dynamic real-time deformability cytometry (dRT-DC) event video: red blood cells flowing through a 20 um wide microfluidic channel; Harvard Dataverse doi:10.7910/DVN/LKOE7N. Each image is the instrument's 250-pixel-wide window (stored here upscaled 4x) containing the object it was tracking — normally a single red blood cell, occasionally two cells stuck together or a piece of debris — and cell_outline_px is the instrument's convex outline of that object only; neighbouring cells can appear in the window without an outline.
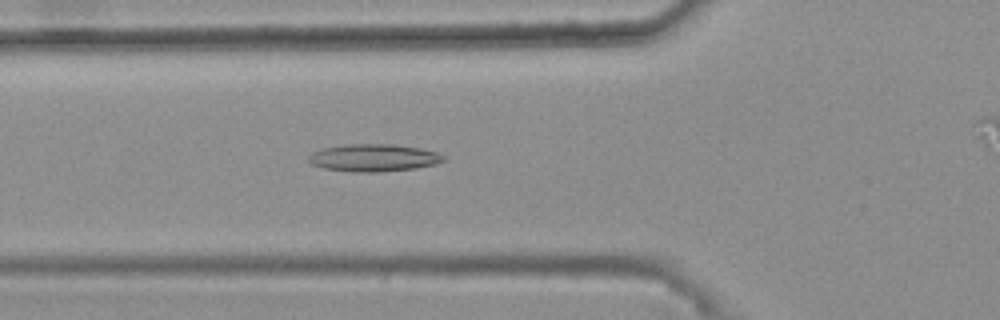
{"species": "common noctule bat (a hibernating species)", "species_latin": "Nyctalus noctula", "temperature_condition": "warm", "stored_images_in_passage": 48, "camera_frame_rate_fps": 3000, "um_per_image_px": 0.085, "animal": {"sex": "female", "body_mass_g": 25.1}, "frame": {"image": 1, "passage_image": 19, "time_ms": 6.0, "image_size_px": [1000, 320], "cell_outline_px": [[448, 160], [436, 164], [416, 168], [380, 172], [352, 172], [324, 168], [312, 164], [308, 160], [308, 156], [312, 152], [324, 148], [348, 144], [396, 144], [420, 148], [436, 152], [444, 156]], "centroid_in_image_um": [31.79, 13.41], "position_along_channel_um": 94.0, "area_um2": 21.68}}
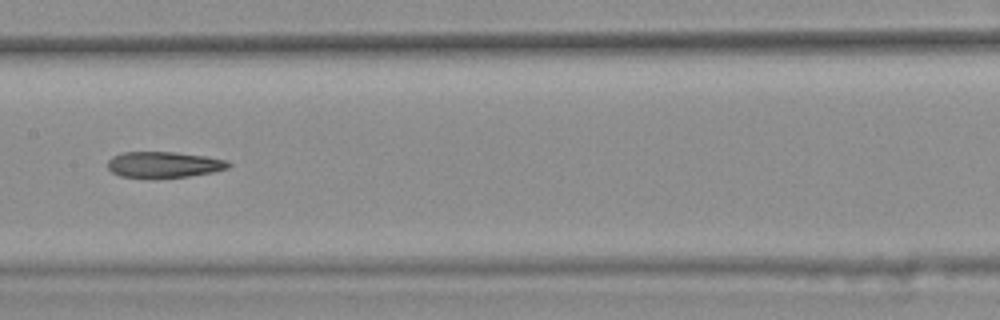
{"frame": {"image": 2, "passage_image": 27, "time_ms": 8.667, "image_size_px": [1000, 320], "cell_outline_px": [[232, 164], [228, 168], [212, 172], [188, 176], [148, 180], [120, 176], [112, 172], [108, 168], [108, 160], [112, 156], [124, 152], [176, 152], [204, 156], [228, 160]], "centroid_in_image_um": [13.9, 14.02], "position_along_channel_um": 193.5, "area_um2": 18.79}}
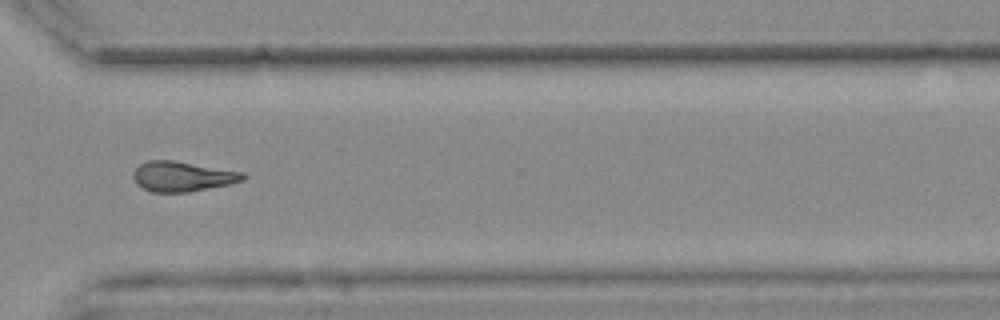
{"frame": {"image": 3, "passage_image": 40, "time_ms": 13.0, "image_size_px": [1000, 320], "cell_outline_px": [[248, 176], [244, 180], [228, 184], [188, 192], [152, 192], [136, 184], [132, 176], [132, 172], [140, 164], [148, 160], [172, 160], [244, 172]], "centroid_in_image_um": [15.49, 14.99], "position_along_channel_um": 355.1, "area_um2": 19.19}, "authors_computed_cell_mechanics": {"area_um2": 19.5075, "velocity_mm_per_s": 3.7203, "shape_relaxation_time_tau1_ms": null, "shape_relaxation_time_tau2_ms": 7.1439, "deformation_change_tau1": null, "deformation_change_tau2": 0.192}}